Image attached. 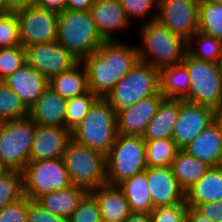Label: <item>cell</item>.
<instances>
[{"mask_svg": "<svg viewBox=\"0 0 222 222\" xmlns=\"http://www.w3.org/2000/svg\"><path fill=\"white\" fill-rule=\"evenodd\" d=\"M25 50L27 63L48 81L56 75L71 69L79 62L57 40L27 46Z\"/></svg>", "mask_w": 222, "mask_h": 222, "instance_id": "cell-13", "label": "cell"}, {"mask_svg": "<svg viewBox=\"0 0 222 222\" xmlns=\"http://www.w3.org/2000/svg\"><path fill=\"white\" fill-rule=\"evenodd\" d=\"M99 97L90 90L67 100L65 127L72 131L86 117L91 106Z\"/></svg>", "mask_w": 222, "mask_h": 222, "instance_id": "cell-34", "label": "cell"}, {"mask_svg": "<svg viewBox=\"0 0 222 222\" xmlns=\"http://www.w3.org/2000/svg\"><path fill=\"white\" fill-rule=\"evenodd\" d=\"M215 109L179 99V116L172 140L183 149L215 121Z\"/></svg>", "mask_w": 222, "mask_h": 222, "instance_id": "cell-14", "label": "cell"}, {"mask_svg": "<svg viewBox=\"0 0 222 222\" xmlns=\"http://www.w3.org/2000/svg\"><path fill=\"white\" fill-rule=\"evenodd\" d=\"M21 46L54 42L57 39L59 13L35 4L15 8Z\"/></svg>", "mask_w": 222, "mask_h": 222, "instance_id": "cell-11", "label": "cell"}, {"mask_svg": "<svg viewBox=\"0 0 222 222\" xmlns=\"http://www.w3.org/2000/svg\"><path fill=\"white\" fill-rule=\"evenodd\" d=\"M86 193L87 191L82 187L72 184L65 189L43 194L35 201L54 215L69 219L79 201Z\"/></svg>", "mask_w": 222, "mask_h": 222, "instance_id": "cell-25", "label": "cell"}, {"mask_svg": "<svg viewBox=\"0 0 222 222\" xmlns=\"http://www.w3.org/2000/svg\"><path fill=\"white\" fill-rule=\"evenodd\" d=\"M2 82L20 98L28 110L49 86V81L28 63H25Z\"/></svg>", "mask_w": 222, "mask_h": 222, "instance_id": "cell-19", "label": "cell"}, {"mask_svg": "<svg viewBox=\"0 0 222 222\" xmlns=\"http://www.w3.org/2000/svg\"><path fill=\"white\" fill-rule=\"evenodd\" d=\"M28 116V109L20 98L0 81V122Z\"/></svg>", "mask_w": 222, "mask_h": 222, "instance_id": "cell-35", "label": "cell"}, {"mask_svg": "<svg viewBox=\"0 0 222 222\" xmlns=\"http://www.w3.org/2000/svg\"><path fill=\"white\" fill-rule=\"evenodd\" d=\"M15 7L28 5V4H35L38 0H10Z\"/></svg>", "mask_w": 222, "mask_h": 222, "instance_id": "cell-49", "label": "cell"}, {"mask_svg": "<svg viewBox=\"0 0 222 222\" xmlns=\"http://www.w3.org/2000/svg\"><path fill=\"white\" fill-rule=\"evenodd\" d=\"M119 1L130 22H132V20L136 18L138 20L142 19L141 21L143 24V22L147 23L157 18L158 0H119Z\"/></svg>", "mask_w": 222, "mask_h": 222, "instance_id": "cell-36", "label": "cell"}, {"mask_svg": "<svg viewBox=\"0 0 222 222\" xmlns=\"http://www.w3.org/2000/svg\"><path fill=\"white\" fill-rule=\"evenodd\" d=\"M215 1L222 6V0H215Z\"/></svg>", "mask_w": 222, "mask_h": 222, "instance_id": "cell-53", "label": "cell"}, {"mask_svg": "<svg viewBox=\"0 0 222 222\" xmlns=\"http://www.w3.org/2000/svg\"><path fill=\"white\" fill-rule=\"evenodd\" d=\"M71 183L90 192L107 184L106 156L70 139L62 155Z\"/></svg>", "mask_w": 222, "mask_h": 222, "instance_id": "cell-5", "label": "cell"}, {"mask_svg": "<svg viewBox=\"0 0 222 222\" xmlns=\"http://www.w3.org/2000/svg\"><path fill=\"white\" fill-rule=\"evenodd\" d=\"M195 209L211 222H222V200L216 203H200Z\"/></svg>", "mask_w": 222, "mask_h": 222, "instance_id": "cell-43", "label": "cell"}, {"mask_svg": "<svg viewBox=\"0 0 222 222\" xmlns=\"http://www.w3.org/2000/svg\"><path fill=\"white\" fill-rule=\"evenodd\" d=\"M15 8V5L10 0H0V15L12 12Z\"/></svg>", "mask_w": 222, "mask_h": 222, "instance_id": "cell-48", "label": "cell"}, {"mask_svg": "<svg viewBox=\"0 0 222 222\" xmlns=\"http://www.w3.org/2000/svg\"><path fill=\"white\" fill-rule=\"evenodd\" d=\"M94 0H67L66 9L72 11L90 10Z\"/></svg>", "mask_w": 222, "mask_h": 222, "instance_id": "cell-45", "label": "cell"}, {"mask_svg": "<svg viewBox=\"0 0 222 222\" xmlns=\"http://www.w3.org/2000/svg\"><path fill=\"white\" fill-rule=\"evenodd\" d=\"M118 186L128 200L132 212L150 213L153 210L145 172L134 175Z\"/></svg>", "mask_w": 222, "mask_h": 222, "instance_id": "cell-29", "label": "cell"}, {"mask_svg": "<svg viewBox=\"0 0 222 222\" xmlns=\"http://www.w3.org/2000/svg\"><path fill=\"white\" fill-rule=\"evenodd\" d=\"M146 165L149 168L170 167L179 147L172 139L145 140Z\"/></svg>", "mask_w": 222, "mask_h": 222, "instance_id": "cell-31", "label": "cell"}, {"mask_svg": "<svg viewBox=\"0 0 222 222\" xmlns=\"http://www.w3.org/2000/svg\"><path fill=\"white\" fill-rule=\"evenodd\" d=\"M199 0H158L157 20L188 41L198 31Z\"/></svg>", "mask_w": 222, "mask_h": 222, "instance_id": "cell-12", "label": "cell"}, {"mask_svg": "<svg viewBox=\"0 0 222 222\" xmlns=\"http://www.w3.org/2000/svg\"><path fill=\"white\" fill-rule=\"evenodd\" d=\"M186 222H211L195 208L189 207Z\"/></svg>", "mask_w": 222, "mask_h": 222, "instance_id": "cell-47", "label": "cell"}, {"mask_svg": "<svg viewBox=\"0 0 222 222\" xmlns=\"http://www.w3.org/2000/svg\"><path fill=\"white\" fill-rule=\"evenodd\" d=\"M89 193L96 199L101 219L124 221L132 213L119 186L105 184Z\"/></svg>", "mask_w": 222, "mask_h": 222, "instance_id": "cell-22", "label": "cell"}, {"mask_svg": "<svg viewBox=\"0 0 222 222\" xmlns=\"http://www.w3.org/2000/svg\"><path fill=\"white\" fill-rule=\"evenodd\" d=\"M189 207L195 208L200 203L222 200V165L211 167L207 173L185 192Z\"/></svg>", "mask_w": 222, "mask_h": 222, "instance_id": "cell-24", "label": "cell"}, {"mask_svg": "<svg viewBox=\"0 0 222 222\" xmlns=\"http://www.w3.org/2000/svg\"><path fill=\"white\" fill-rule=\"evenodd\" d=\"M24 196L22 172L2 169L0 171V209Z\"/></svg>", "mask_w": 222, "mask_h": 222, "instance_id": "cell-33", "label": "cell"}, {"mask_svg": "<svg viewBox=\"0 0 222 222\" xmlns=\"http://www.w3.org/2000/svg\"><path fill=\"white\" fill-rule=\"evenodd\" d=\"M179 116V99L164 98L142 136L144 140L172 139Z\"/></svg>", "mask_w": 222, "mask_h": 222, "instance_id": "cell-23", "label": "cell"}, {"mask_svg": "<svg viewBox=\"0 0 222 222\" xmlns=\"http://www.w3.org/2000/svg\"><path fill=\"white\" fill-rule=\"evenodd\" d=\"M159 92V70L138 61L107 94L105 99L117 112Z\"/></svg>", "mask_w": 222, "mask_h": 222, "instance_id": "cell-8", "label": "cell"}, {"mask_svg": "<svg viewBox=\"0 0 222 222\" xmlns=\"http://www.w3.org/2000/svg\"><path fill=\"white\" fill-rule=\"evenodd\" d=\"M66 1L67 0H38L35 5L60 13L66 10Z\"/></svg>", "mask_w": 222, "mask_h": 222, "instance_id": "cell-44", "label": "cell"}, {"mask_svg": "<svg viewBox=\"0 0 222 222\" xmlns=\"http://www.w3.org/2000/svg\"><path fill=\"white\" fill-rule=\"evenodd\" d=\"M139 61L137 46L124 40L104 41L83 63L89 90L105 98Z\"/></svg>", "mask_w": 222, "mask_h": 222, "instance_id": "cell-1", "label": "cell"}, {"mask_svg": "<svg viewBox=\"0 0 222 222\" xmlns=\"http://www.w3.org/2000/svg\"><path fill=\"white\" fill-rule=\"evenodd\" d=\"M189 206L186 202L155 207L150 212L152 222H186Z\"/></svg>", "mask_w": 222, "mask_h": 222, "instance_id": "cell-40", "label": "cell"}, {"mask_svg": "<svg viewBox=\"0 0 222 222\" xmlns=\"http://www.w3.org/2000/svg\"><path fill=\"white\" fill-rule=\"evenodd\" d=\"M171 170L180 187L186 192L211 168L207 163L180 149L172 161Z\"/></svg>", "mask_w": 222, "mask_h": 222, "instance_id": "cell-26", "label": "cell"}, {"mask_svg": "<svg viewBox=\"0 0 222 222\" xmlns=\"http://www.w3.org/2000/svg\"><path fill=\"white\" fill-rule=\"evenodd\" d=\"M36 124L29 116L0 122V168L23 171L30 162Z\"/></svg>", "mask_w": 222, "mask_h": 222, "instance_id": "cell-6", "label": "cell"}, {"mask_svg": "<svg viewBox=\"0 0 222 222\" xmlns=\"http://www.w3.org/2000/svg\"><path fill=\"white\" fill-rule=\"evenodd\" d=\"M181 63L190 77L189 92L182 100L215 110L222 107V74L217 63L198 60L188 53Z\"/></svg>", "mask_w": 222, "mask_h": 222, "instance_id": "cell-9", "label": "cell"}, {"mask_svg": "<svg viewBox=\"0 0 222 222\" xmlns=\"http://www.w3.org/2000/svg\"><path fill=\"white\" fill-rule=\"evenodd\" d=\"M28 197L24 196L15 203L0 209V222H28Z\"/></svg>", "mask_w": 222, "mask_h": 222, "instance_id": "cell-41", "label": "cell"}, {"mask_svg": "<svg viewBox=\"0 0 222 222\" xmlns=\"http://www.w3.org/2000/svg\"><path fill=\"white\" fill-rule=\"evenodd\" d=\"M25 63H27L26 50L21 45L0 48V81H3Z\"/></svg>", "mask_w": 222, "mask_h": 222, "instance_id": "cell-37", "label": "cell"}, {"mask_svg": "<svg viewBox=\"0 0 222 222\" xmlns=\"http://www.w3.org/2000/svg\"><path fill=\"white\" fill-rule=\"evenodd\" d=\"M90 12L97 32L105 41L119 40L114 35L116 31L131 26L119 0H94Z\"/></svg>", "mask_w": 222, "mask_h": 222, "instance_id": "cell-17", "label": "cell"}, {"mask_svg": "<svg viewBox=\"0 0 222 222\" xmlns=\"http://www.w3.org/2000/svg\"><path fill=\"white\" fill-rule=\"evenodd\" d=\"M20 45L19 23L15 11L0 15V48Z\"/></svg>", "mask_w": 222, "mask_h": 222, "instance_id": "cell-38", "label": "cell"}, {"mask_svg": "<svg viewBox=\"0 0 222 222\" xmlns=\"http://www.w3.org/2000/svg\"><path fill=\"white\" fill-rule=\"evenodd\" d=\"M198 31L222 41V6L215 0H199Z\"/></svg>", "mask_w": 222, "mask_h": 222, "instance_id": "cell-30", "label": "cell"}, {"mask_svg": "<svg viewBox=\"0 0 222 222\" xmlns=\"http://www.w3.org/2000/svg\"><path fill=\"white\" fill-rule=\"evenodd\" d=\"M28 222H69L68 218L54 215L44 209L37 201L28 198Z\"/></svg>", "mask_w": 222, "mask_h": 222, "instance_id": "cell-42", "label": "cell"}, {"mask_svg": "<svg viewBox=\"0 0 222 222\" xmlns=\"http://www.w3.org/2000/svg\"><path fill=\"white\" fill-rule=\"evenodd\" d=\"M107 184L118 186L136 174L144 172L146 144L142 136L118 134L106 156Z\"/></svg>", "mask_w": 222, "mask_h": 222, "instance_id": "cell-7", "label": "cell"}, {"mask_svg": "<svg viewBox=\"0 0 222 222\" xmlns=\"http://www.w3.org/2000/svg\"><path fill=\"white\" fill-rule=\"evenodd\" d=\"M101 222H124V221H116V220H110V219H101Z\"/></svg>", "mask_w": 222, "mask_h": 222, "instance_id": "cell-52", "label": "cell"}, {"mask_svg": "<svg viewBox=\"0 0 222 222\" xmlns=\"http://www.w3.org/2000/svg\"><path fill=\"white\" fill-rule=\"evenodd\" d=\"M215 121L219 125V128H220L221 133H222V107H220L219 109H216V111H215Z\"/></svg>", "mask_w": 222, "mask_h": 222, "instance_id": "cell-50", "label": "cell"}, {"mask_svg": "<svg viewBox=\"0 0 222 222\" xmlns=\"http://www.w3.org/2000/svg\"><path fill=\"white\" fill-rule=\"evenodd\" d=\"M71 138V131L66 127L36 125L30 161L62 158Z\"/></svg>", "mask_w": 222, "mask_h": 222, "instance_id": "cell-18", "label": "cell"}, {"mask_svg": "<svg viewBox=\"0 0 222 222\" xmlns=\"http://www.w3.org/2000/svg\"><path fill=\"white\" fill-rule=\"evenodd\" d=\"M49 86L64 99H71L89 91L86 69L79 61L49 81Z\"/></svg>", "mask_w": 222, "mask_h": 222, "instance_id": "cell-27", "label": "cell"}, {"mask_svg": "<svg viewBox=\"0 0 222 222\" xmlns=\"http://www.w3.org/2000/svg\"><path fill=\"white\" fill-rule=\"evenodd\" d=\"M138 59L154 68L180 64L187 53V41L172 33L157 19L140 26ZM140 45V46H139Z\"/></svg>", "mask_w": 222, "mask_h": 222, "instance_id": "cell-2", "label": "cell"}, {"mask_svg": "<svg viewBox=\"0 0 222 222\" xmlns=\"http://www.w3.org/2000/svg\"><path fill=\"white\" fill-rule=\"evenodd\" d=\"M69 222H101L96 199L87 192L69 217Z\"/></svg>", "mask_w": 222, "mask_h": 222, "instance_id": "cell-39", "label": "cell"}, {"mask_svg": "<svg viewBox=\"0 0 222 222\" xmlns=\"http://www.w3.org/2000/svg\"><path fill=\"white\" fill-rule=\"evenodd\" d=\"M22 174L24 195L30 200L72 185L62 158L30 161Z\"/></svg>", "mask_w": 222, "mask_h": 222, "instance_id": "cell-10", "label": "cell"}, {"mask_svg": "<svg viewBox=\"0 0 222 222\" xmlns=\"http://www.w3.org/2000/svg\"><path fill=\"white\" fill-rule=\"evenodd\" d=\"M164 99L161 92L140 100L116 112L117 132L122 135L143 136L146 127L155 116L160 102Z\"/></svg>", "mask_w": 222, "mask_h": 222, "instance_id": "cell-15", "label": "cell"}, {"mask_svg": "<svg viewBox=\"0 0 222 222\" xmlns=\"http://www.w3.org/2000/svg\"><path fill=\"white\" fill-rule=\"evenodd\" d=\"M117 135L116 112L102 97L94 102L86 117L71 131L72 139L105 156Z\"/></svg>", "mask_w": 222, "mask_h": 222, "instance_id": "cell-4", "label": "cell"}, {"mask_svg": "<svg viewBox=\"0 0 222 222\" xmlns=\"http://www.w3.org/2000/svg\"><path fill=\"white\" fill-rule=\"evenodd\" d=\"M124 222H152L150 213L145 212H132Z\"/></svg>", "mask_w": 222, "mask_h": 222, "instance_id": "cell-46", "label": "cell"}, {"mask_svg": "<svg viewBox=\"0 0 222 222\" xmlns=\"http://www.w3.org/2000/svg\"><path fill=\"white\" fill-rule=\"evenodd\" d=\"M217 65H218V69L220 73L222 74V47H221V51H220L219 58L217 61Z\"/></svg>", "mask_w": 222, "mask_h": 222, "instance_id": "cell-51", "label": "cell"}, {"mask_svg": "<svg viewBox=\"0 0 222 222\" xmlns=\"http://www.w3.org/2000/svg\"><path fill=\"white\" fill-rule=\"evenodd\" d=\"M56 40L79 61L105 41L96 30L90 10L68 9L59 13Z\"/></svg>", "mask_w": 222, "mask_h": 222, "instance_id": "cell-3", "label": "cell"}, {"mask_svg": "<svg viewBox=\"0 0 222 222\" xmlns=\"http://www.w3.org/2000/svg\"><path fill=\"white\" fill-rule=\"evenodd\" d=\"M159 81L164 98L183 99L189 92L190 77L182 63L161 68Z\"/></svg>", "mask_w": 222, "mask_h": 222, "instance_id": "cell-28", "label": "cell"}, {"mask_svg": "<svg viewBox=\"0 0 222 222\" xmlns=\"http://www.w3.org/2000/svg\"><path fill=\"white\" fill-rule=\"evenodd\" d=\"M144 172L153 201V209L185 201V191L178 184L171 167H147Z\"/></svg>", "mask_w": 222, "mask_h": 222, "instance_id": "cell-16", "label": "cell"}, {"mask_svg": "<svg viewBox=\"0 0 222 222\" xmlns=\"http://www.w3.org/2000/svg\"><path fill=\"white\" fill-rule=\"evenodd\" d=\"M222 41L197 31L187 41V53L198 60L217 63Z\"/></svg>", "mask_w": 222, "mask_h": 222, "instance_id": "cell-32", "label": "cell"}, {"mask_svg": "<svg viewBox=\"0 0 222 222\" xmlns=\"http://www.w3.org/2000/svg\"><path fill=\"white\" fill-rule=\"evenodd\" d=\"M67 99L61 97L48 86L28 110V116L36 125L65 127Z\"/></svg>", "mask_w": 222, "mask_h": 222, "instance_id": "cell-20", "label": "cell"}, {"mask_svg": "<svg viewBox=\"0 0 222 222\" xmlns=\"http://www.w3.org/2000/svg\"><path fill=\"white\" fill-rule=\"evenodd\" d=\"M211 167L222 165V133L214 121L183 149Z\"/></svg>", "mask_w": 222, "mask_h": 222, "instance_id": "cell-21", "label": "cell"}]
</instances>
